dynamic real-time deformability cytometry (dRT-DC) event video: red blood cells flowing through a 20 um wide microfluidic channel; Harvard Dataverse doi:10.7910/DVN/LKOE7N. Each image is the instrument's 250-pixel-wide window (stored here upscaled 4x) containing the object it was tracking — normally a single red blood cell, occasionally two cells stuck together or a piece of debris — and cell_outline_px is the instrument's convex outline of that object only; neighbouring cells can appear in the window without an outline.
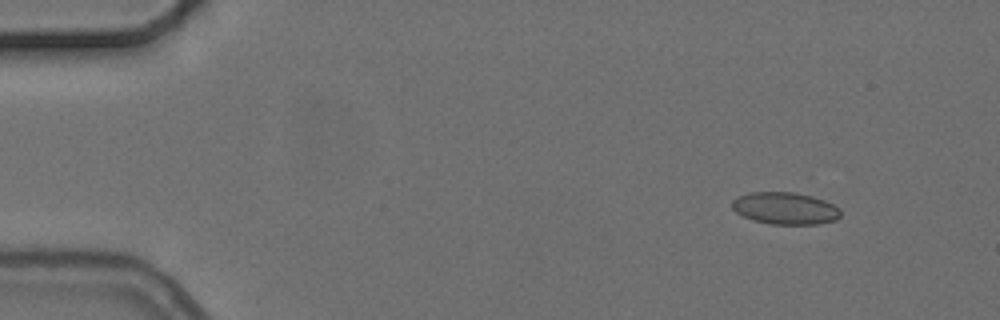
{"species": "common noctule bat (a hibernating species)", "species_latin": "Nyctalus noctula", "temperature_condition": "cold", "stored_images_in_passage": 5, "camera_frame_rate_fps": 3000, "um_per_image_px": 0.085, "animal": {"sex": "female", "body_mass_g": 24.6, "forearm_length_mm": 56.2}, "frame": {"image": 1, "passage_image": 2, "time_ms": 1.0, "image_size_px": [1000, 320], "cell_outline_px": [[840, 216], [836, 220], [816, 224], [772, 224], [752, 220], [736, 212], [732, 208], [732, 200], [736, 196], [748, 192], [796, 192], [812, 196], [824, 200], [840, 208]], "centroid_in_image_um": [66.72, 17.69], "position_along_channel_um": 18.3, "area_um2": 20.4}}
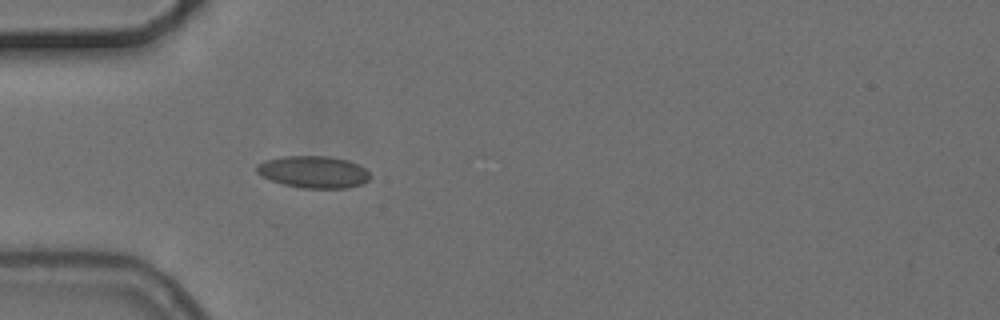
{"frame": {"image": 2, "passage_image": 5, "time_ms": 4.667, "image_size_px": [1000, 320], "cell_outline_px": [[372, 176], [368, 180], [360, 184], [348, 188], [300, 188], [284, 184], [272, 180], [256, 172], [256, 168], [264, 160], [284, 156], [328, 156], [348, 160], [364, 168]], "centroid_in_image_um": [26.67, 14.61], "position_along_channel_um": 58.3, "area_um2": 20.98}}